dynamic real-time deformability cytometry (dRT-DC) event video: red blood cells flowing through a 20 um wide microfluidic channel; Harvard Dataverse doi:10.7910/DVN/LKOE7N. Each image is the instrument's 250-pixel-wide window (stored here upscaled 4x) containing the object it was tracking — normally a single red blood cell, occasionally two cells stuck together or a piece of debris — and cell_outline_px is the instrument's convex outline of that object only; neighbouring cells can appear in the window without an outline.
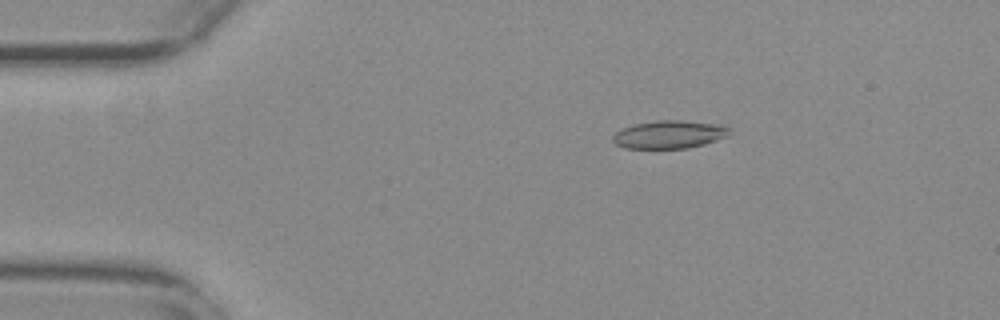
{"species": "common noctule bat (a hibernating species)", "species_latin": "Nyctalus noctula", "temperature_condition": "warm", "stored_images_in_passage": 49, "camera_frame_rate_fps": 3000, "um_per_image_px": 0.085, "animal": {"sex": "female", "body_mass_g": 29.2, "forearm_length_mm": 56.3}, "frame": {"image": 1, "passage_image": 4, "time_ms": 1.0, "image_size_px": [1000, 320], "cell_outline_px": [[728, 136], [704, 144], [688, 148], [624, 148], [616, 144], [612, 140], [612, 136], [616, 132], [624, 128], [636, 124], [656, 120], [684, 120], [720, 124], [728, 128]], "centroid_in_image_um": [56.88, 11.43], "position_along_channel_um": 28.1, "area_um2": 18.9}}
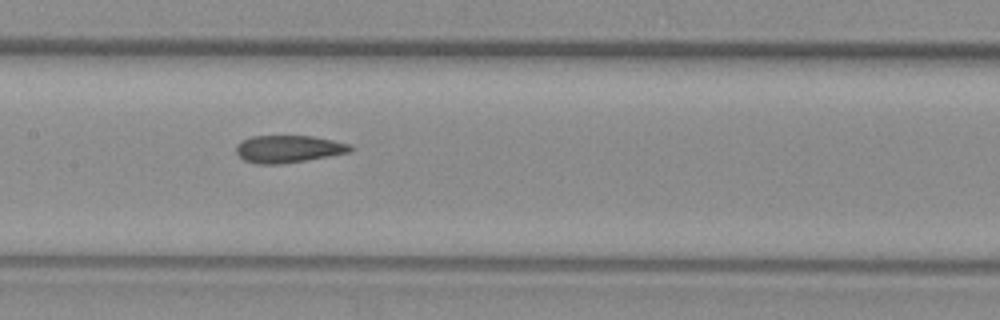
{"frame": {"image": 2, "passage_image": 21, "time_ms": 6.667, "image_size_px": [1000, 320], "cell_outline_px": [[352, 148], [348, 152], [328, 156], [284, 164], [256, 164], [244, 160], [236, 152], [236, 144], [252, 136], [312, 136], [352, 144]], "centroid_in_image_um": [24.49, 12.66], "position_along_channel_um": 182.9, "area_um2": 18.09}}
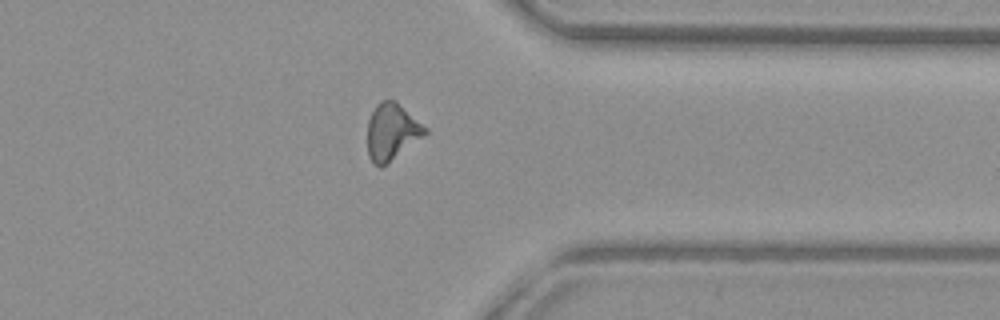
{"frame": {"image": 3, "passage_image": 37, "time_ms": 12.0, "image_size_px": [1000, 320], "cell_outline_px": [[428, 132], [380, 168], [368, 156], [368, 120], [376, 104], [380, 100], [396, 100], [428, 128]], "centroid_in_image_um": [33.3, 11.15], "position_along_channel_um": 378.1, "area_um2": 18.73}, "authors_computed_cell_mechanics": {"area_um2": 18.6694, "velocity_mm_per_s": 3.7957, "shape_relaxation_time_tau1_ms": null, "shape_relaxation_time_tau2_ms": 2.7088, "deformation_change_tau1": null, "deformation_change_tau2": 0.1045}}